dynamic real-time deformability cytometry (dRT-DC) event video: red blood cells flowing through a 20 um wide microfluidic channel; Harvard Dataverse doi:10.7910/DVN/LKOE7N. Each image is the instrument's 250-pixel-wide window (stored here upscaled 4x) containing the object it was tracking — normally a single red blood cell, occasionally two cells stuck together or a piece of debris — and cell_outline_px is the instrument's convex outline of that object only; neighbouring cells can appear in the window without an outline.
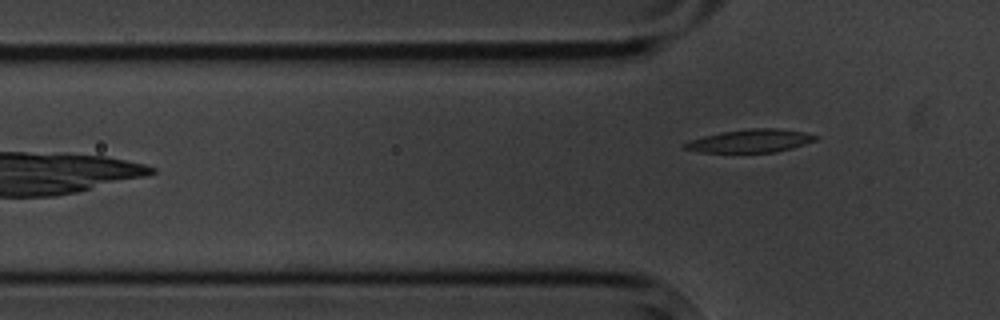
{"species": "common noctule bat (a hibernating species)", "species_latin": "Nyctalus noctula", "temperature_condition": "cold", "stored_images_in_passage": 4, "camera_frame_rate_fps": 3000, "um_per_image_px": 0.085, "animal": {"sex": "male", "body_mass_g": 20.1, "forearm_length_mm": 53.5}, "frame": {"image": 1, "passage_image": 4, "time_ms": 4.333, "image_size_px": [1000, 320], "cell_outline_px": [[820, 136], [816, 140], [792, 148], [776, 152], [700, 152], [684, 148], [680, 144], [688, 140], [720, 132], [748, 128], [776, 128], [804, 132]], "centroid_in_image_um": [63.76, 11.97], "position_along_channel_um": 62.0, "area_um2": 17.69}}